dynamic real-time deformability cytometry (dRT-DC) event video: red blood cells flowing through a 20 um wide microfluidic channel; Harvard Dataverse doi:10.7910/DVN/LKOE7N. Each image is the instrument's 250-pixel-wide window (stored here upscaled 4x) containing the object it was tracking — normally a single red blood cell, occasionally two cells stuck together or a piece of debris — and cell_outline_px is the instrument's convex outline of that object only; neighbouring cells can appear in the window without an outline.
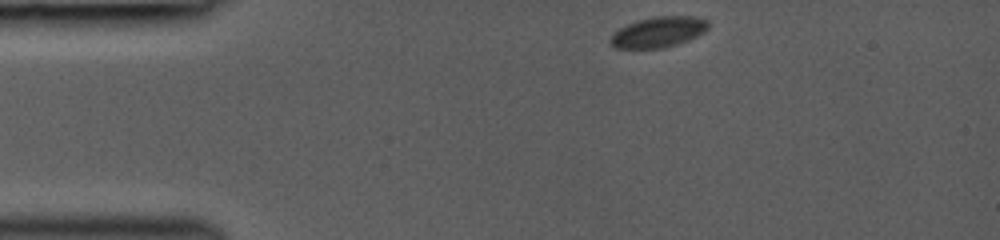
{"species": "common noctule bat (a hibernating species)", "species_latin": "Nyctalus noctula", "temperature_condition": "room temperature", "stored_images_in_passage": 3, "camera_frame_rate_fps": 3000, "um_per_image_px": 0.085, "animal": {"sex": "female", "body_mass_g": 19.0, "forearm_length_mm": 53.3}, "frame": {"image": 1, "passage_image": 1, "time_ms": 0.0, "image_size_px": [1000, 240], "cell_outline_px": [[708, 28], [704, 32], [688, 40], [664, 48], [616, 48], [608, 40], [620, 28], [636, 20], [652, 16], [696, 16], [708, 20]], "centroid_in_image_um": [55.99, 2.71], "position_along_channel_um": 29.0, "area_um2": 17.4}}